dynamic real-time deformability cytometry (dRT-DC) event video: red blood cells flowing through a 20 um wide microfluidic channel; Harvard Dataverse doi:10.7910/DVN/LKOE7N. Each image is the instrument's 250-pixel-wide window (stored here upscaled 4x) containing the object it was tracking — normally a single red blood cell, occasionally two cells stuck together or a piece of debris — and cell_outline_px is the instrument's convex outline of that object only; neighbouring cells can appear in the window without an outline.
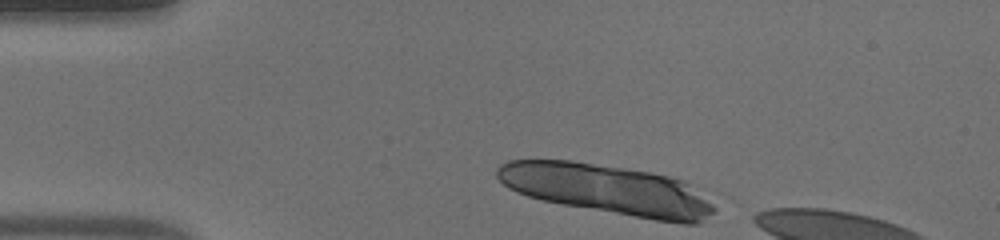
{"species": "human", "species_latin": "Homo sapiens", "temperature_condition": "warm", "stored_images_in_passage": 7, "camera_frame_rate_fps": 3000, "um_per_image_px": 0.085, "donor": {"sex": "male"}, "frame": {"image": 1, "passage_image": 1, "time_ms": 0.0, "image_size_px": [1000, 240], "cell_outline_px": [[728, 196], [716, 212], [700, 224], [684, 224], [656, 220], [540, 200], [516, 192], [508, 188], [496, 176], [496, 168], [500, 164], [508, 160], [572, 160], [624, 168], [648, 172], [668, 176], [720, 192]], "centroid_in_image_um": [51.98, 16.13], "position_along_channel_um": 33.0, "area_um2": 65.72}}